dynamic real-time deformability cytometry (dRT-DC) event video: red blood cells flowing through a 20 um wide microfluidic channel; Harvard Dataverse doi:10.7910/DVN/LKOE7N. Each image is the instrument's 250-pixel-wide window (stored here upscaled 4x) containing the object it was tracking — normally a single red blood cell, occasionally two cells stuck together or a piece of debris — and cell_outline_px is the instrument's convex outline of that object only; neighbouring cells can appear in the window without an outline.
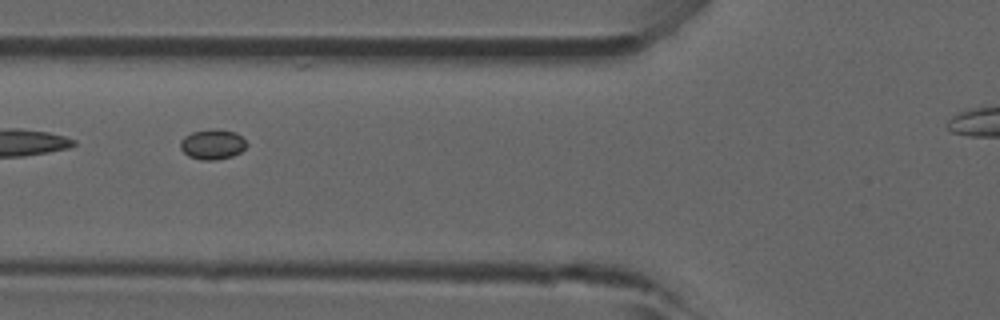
{"species": "common noctule bat (a hibernating species)", "species_latin": "Nyctalus noctula", "temperature_condition": "room temperature", "stored_images_in_passage": 6, "segment_of_instrument_passage": [1, 2], "camera_frame_rate_fps": 3000, "um_per_image_px": 0.085, "animal": {"sex": "male", "forearm_length_mm": 52.5}, "frame": {"image": 1, "passage_image": 4, "time_ms": 1.0, "image_size_px": [1000, 320], "cell_outline_px": [[248, 144], [240, 152], [232, 156], [216, 160], [200, 160], [188, 156], [180, 148], [180, 140], [184, 136], [192, 132], [236, 132]], "centroid_in_image_um": [18.03, 12.33], "position_along_channel_um": 107.8, "area_um2": 11.04}}
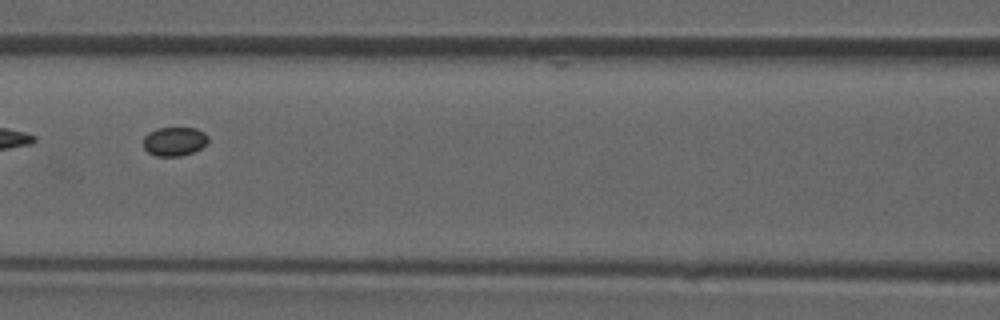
{"frame": {"image": 2, "passage_image": 5, "time_ms": 1.333, "image_size_px": [1000, 320], "cell_outline_px": [[208, 144], [192, 152], [180, 156], [156, 156], [148, 152], [144, 148], [144, 136], [148, 132], [156, 128], [196, 128], [204, 132], [208, 136]], "centroid_in_image_um": [14.83, 12.01], "position_along_channel_um": 151.8, "area_um2": 10.98}}